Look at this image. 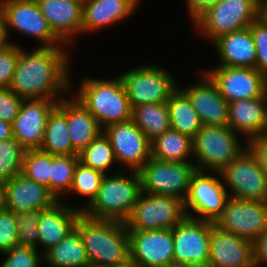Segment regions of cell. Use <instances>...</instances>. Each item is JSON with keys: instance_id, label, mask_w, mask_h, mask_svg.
<instances>
[{"instance_id": "1", "label": "cell", "mask_w": 267, "mask_h": 267, "mask_svg": "<svg viewBox=\"0 0 267 267\" xmlns=\"http://www.w3.org/2000/svg\"><path fill=\"white\" fill-rule=\"evenodd\" d=\"M70 57L65 46H38L31 52L20 47L9 88L23 99L65 98L64 93L70 95L74 89L70 80Z\"/></svg>"}, {"instance_id": "2", "label": "cell", "mask_w": 267, "mask_h": 267, "mask_svg": "<svg viewBox=\"0 0 267 267\" xmlns=\"http://www.w3.org/2000/svg\"><path fill=\"white\" fill-rule=\"evenodd\" d=\"M75 227L83 239L90 266L117 267L130 259L125 222L94 219L81 213Z\"/></svg>"}, {"instance_id": "3", "label": "cell", "mask_w": 267, "mask_h": 267, "mask_svg": "<svg viewBox=\"0 0 267 267\" xmlns=\"http://www.w3.org/2000/svg\"><path fill=\"white\" fill-rule=\"evenodd\" d=\"M78 92L71 95L78 99L97 119L101 128L132 119V107L120 76L101 80L85 77Z\"/></svg>"}, {"instance_id": "4", "label": "cell", "mask_w": 267, "mask_h": 267, "mask_svg": "<svg viewBox=\"0 0 267 267\" xmlns=\"http://www.w3.org/2000/svg\"><path fill=\"white\" fill-rule=\"evenodd\" d=\"M128 172L132 174L130 177L120 170L113 175L106 174L96 197L82 213L94 219L125 222L142 193L138 171Z\"/></svg>"}, {"instance_id": "5", "label": "cell", "mask_w": 267, "mask_h": 267, "mask_svg": "<svg viewBox=\"0 0 267 267\" xmlns=\"http://www.w3.org/2000/svg\"><path fill=\"white\" fill-rule=\"evenodd\" d=\"M229 126L202 125L193 138V160L197 170L221 172L245 149ZM196 162V163H195Z\"/></svg>"}, {"instance_id": "6", "label": "cell", "mask_w": 267, "mask_h": 267, "mask_svg": "<svg viewBox=\"0 0 267 267\" xmlns=\"http://www.w3.org/2000/svg\"><path fill=\"white\" fill-rule=\"evenodd\" d=\"M260 12L261 0H219L193 24L204 38L213 42L224 34L250 27Z\"/></svg>"}, {"instance_id": "7", "label": "cell", "mask_w": 267, "mask_h": 267, "mask_svg": "<svg viewBox=\"0 0 267 267\" xmlns=\"http://www.w3.org/2000/svg\"><path fill=\"white\" fill-rule=\"evenodd\" d=\"M186 216L182 199L142 192L125 225L139 231L172 229Z\"/></svg>"}, {"instance_id": "8", "label": "cell", "mask_w": 267, "mask_h": 267, "mask_svg": "<svg viewBox=\"0 0 267 267\" xmlns=\"http://www.w3.org/2000/svg\"><path fill=\"white\" fill-rule=\"evenodd\" d=\"M119 76L124 83L131 107L166 103L178 89L176 79L170 71L155 64L138 66Z\"/></svg>"}, {"instance_id": "9", "label": "cell", "mask_w": 267, "mask_h": 267, "mask_svg": "<svg viewBox=\"0 0 267 267\" xmlns=\"http://www.w3.org/2000/svg\"><path fill=\"white\" fill-rule=\"evenodd\" d=\"M196 170L193 162H166L151 157L138 170L142 192L175 196L184 201Z\"/></svg>"}, {"instance_id": "10", "label": "cell", "mask_w": 267, "mask_h": 267, "mask_svg": "<svg viewBox=\"0 0 267 267\" xmlns=\"http://www.w3.org/2000/svg\"><path fill=\"white\" fill-rule=\"evenodd\" d=\"M220 174L226 191L230 190L228 193L230 197L267 201V177L249 148L226 166Z\"/></svg>"}, {"instance_id": "11", "label": "cell", "mask_w": 267, "mask_h": 267, "mask_svg": "<svg viewBox=\"0 0 267 267\" xmlns=\"http://www.w3.org/2000/svg\"><path fill=\"white\" fill-rule=\"evenodd\" d=\"M206 172L196 170L192 174L184 207L188 217L215 223L222 215L229 195L224 187L220 172L213 173L217 177ZM191 211L197 216L193 215Z\"/></svg>"}, {"instance_id": "12", "label": "cell", "mask_w": 267, "mask_h": 267, "mask_svg": "<svg viewBox=\"0 0 267 267\" xmlns=\"http://www.w3.org/2000/svg\"><path fill=\"white\" fill-rule=\"evenodd\" d=\"M9 38L11 29L40 41L41 47L65 45L53 32L36 0H0ZM11 28V29H10Z\"/></svg>"}, {"instance_id": "13", "label": "cell", "mask_w": 267, "mask_h": 267, "mask_svg": "<svg viewBox=\"0 0 267 267\" xmlns=\"http://www.w3.org/2000/svg\"><path fill=\"white\" fill-rule=\"evenodd\" d=\"M215 226L253 243L267 229V201L229 196Z\"/></svg>"}, {"instance_id": "14", "label": "cell", "mask_w": 267, "mask_h": 267, "mask_svg": "<svg viewBox=\"0 0 267 267\" xmlns=\"http://www.w3.org/2000/svg\"><path fill=\"white\" fill-rule=\"evenodd\" d=\"M214 222L186 216L173 228L174 261L208 267Z\"/></svg>"}, {"instance_id": "15", "label": "cell", "mask_w": 267, "mask_h": 267, "mask_svg": "<svg viewBox=\"0 0 267 267\" xmlns=\"http://www.w3.org/2000/svg\"><path fill=\"white\" fill-rule=\"evenodd\" d=\"M117 163L138 171L151 158V141L132 119L103 128Z\"/></svg>"}, {"instance_id": "16", "label": "cell", "mask_w": 267, "mask_h": 267, "mask_svg": "<svg viewBox=\"0 0 267 267\" xmlns=\"http://www.w3.org/2000/svg\"><path fill=\"white\" fill-rule=\"evenodd\" d=\"M229 103L265 95V76L256 68L217 65L205 70Z\"/></svg>"}, {"instance_id": "17", "label": "cell", "mask_w": 267, "mask_h": 267, "mask_svg": "<svg viewBox=\"0 0 267 267\" xmlns=\"http://www.w3.org/2000/svg\"><path fill=\"white\" fill-rule=\"evenodd\" d=\"M130 260L141 267H164L174 261L173 228L128 230Z\"/></svg>"}, {"instance_id": "18", "label": "cell", "mask_w": 267, "mask_h": 267, "mask_svg": "<svg viewBox=\"0 0 267 267\" xmlns=\"http://www.w3.org/2000/svg\"><path fill=\"white\" fill-rule=\"evenodd\" d=\"M60 99H24L12 124L13 137L25 150L40 149L47 119Z\"/></svg>"}, {"instance_id": "19", "label": "cell", "mask_w": 267, "mask_h": 267, "mask_svg": "<svg viewBox=\"0 0 267 267\" xmlns=\"http://www.w3.org/2000/svg\"><path fill=\"white\" fill-rule=\"evenodd\" d=\"M57 201L48 187L27 178L23 173L3 184V207L16 214L39 212L52 207Z\"/></svg>"}, {"instance_id": "20", "label": "cell", "mask_w": 267, "mask_h": 267, "mask_svg": "<svg viewBox=\"0 0 267 267\" xmlns=\"http://www.w3.org/2000/svg\"><path fill=\"white\" fill-rule=\"evenodd\" d=\"M202 72L199 81L179 89L190 100L202 125L229 126V102L220 95L210 76Z\"/></svg>"}, {"instance_id": "21", "label": "cell", "mask_w": 267, "mask_h": 267, "mask_svg": "<svg viewBox=\"0 0 267 267\" xmlns=\"http://www.w3.org/2000/svg\"><path fill=\"white\" fill-rule=\"evenodd\" d=\"M208 267H255L253 243L214 225L210 238Z\"/></svg>"}, {"instance_id": "22", "label": "cell", "mask_w": 267, "mask_h": 267, "mask_svg": "<svg viewBox=\"0 0 267 267\" xmlns=\"http://www.w3.org/2000/svg\"><path fill=\"white\" fill-rule=\"evenodd\" d=\"M40 11L54 34L71 45L77 34H82L83 2L81 0H36Z\"/></svg>"}, {"instance_id": "23", "label": "cell", "mask_w": 267, "mask_h": 267, "mask_svg": "<svg viewBox=\"0 0 267 267\" xmlns=\"http://www.w3.org/2000/svg\"><path fill=\"white\" fill-rule=\"evenodd\" d=\"M57 201L52 207L38 212L39 246L42 253L61 242L75 228L76 221L82 211L76 206H67Z\"/></svg>"}, {"instance_id": "24", "label": "cell", "mask_w": 267, "mask_h": 267, "mask_svg": "<svg viewBox=\"0 0 267 267\" xmlns=\"http://www.w3.org/2000/svg\"><path fill=\"white\" fill-rule=\"evenodd\" d=\"M141 0H84L82 32L99 31L123 22L136 10Z\"/></svg>"}, {"instance_id": "25", "label": "cell", "mask_w": 267, "mask_h": 267, "mask_svg": "<svg viewBox=\"0 0 267 267\" xmlns=\"http://www.w3.org/2000/svg\"><path fill=\"white\" fill-rule=\"evenodd\" d=\"M210 44L219 55V65L256 68V46L249 27L224 34Z\"/></svg>"}, {"instance_id": "26", "label": "cell", "mask_w": 267, "mask_h": 267, "mask_svg": "<svg viewBox=\"0 0 267 267\" xmlns=\"http://www.w3.org/2000/svg\"><path fill=\"white\" fill-rule=\"evenodd\" d=\"M267 115V95L255 99L237 100L229 103V127L248 141L264 135Z\"/></svg>"}, {"instance_id": "27", "label": "cell", "mask_w": 267, "mask_h": 267, "mask_svg": "<svg viewBox=\"0 0 267 267\" xmlns=\"http://www.w3.org/2000/svg\"><path fill=\"white\" fill-rule=\"evenodd\" d=\"M67 98V123L74 150L81 153L103 129L94 115L75 97Z\"/></svg>"}, {"instance_id": "28", "label": "cell", "mask_w": 267, "mask_h": 267, "mask_svg": "<svg viewBox=\"0 0 267 267\" xmlns=\"http://www.w3.org/2000/svg\"><path fill=\"white\" fill-rule=\"evenodd\" d=\"M67 97L49 114L40 150L52 155H79L73 148L67 123Z\"/></svg>"}, {"instance_id": "29", "label": "cell", "mask_w": 267, "mask_h": 267, "mask_svg": "<svg viewBox=\"0 0 267 267\" xmlns=\"http://www.w3.org/2000/svg\"><path fill=\"white\" fill-rule=\"evenodd\" d=\"M43 258L48 267L90 266L83 239L76 227L61 242L45 251Z\"/></svg>"}, {"instance_id": "30", "label": "cell", "mask_w": 267, "mask_h": 267, "mask_svg": "<svg viewBox=\"0 0 267 267\" xmlns=\"http://www.w3.org/2000/svg\"><path fill=\"white\" fill-rule=\"evenodd\" d=\"M193 139L169 129L151 141V157L166 162H192Z\"/></svg>"}, {"instance_id": "31", "label": "cell", "mask_w": 267, "mask_h": 267, "mask_svg": "<svg viewBox=\"0 0 267 267\" xmlns=\"http://www.w3.org/2000/svg\"><path fill=\"white\" fill-rule=\"evenodd\" d=\"M132 120L150 141L171 128L166 103H148L133 106Z\"/></svg>"}, {"instance_id": "32", "label": "cell", "mask_w": 267, "mask_h": 267, "mask_svg": "<svg viewBox=\"0 0 267 267\" xmlns=\"http://www.w3.org/2000/svg\"><path fill=\"white\" fill-rule=\"evenodd\" d=\"M166 104L169 111L171 129L193 139L197 131L202 127V123L188 97L180 89H177Z\"/></svg>"}, {"instance_id": "33", "label": "cell", "mask_w": 267, "mask_h": 267, "mask_svg": "<svg viewBox=\"0 0 267 267\" xmlns=\"http://www.w3.org/2000/svg\"><path fill=\"white\" fill-rule=\"evenodd\" d=\"M78 162V155H52L50 192L58 201H61V193H69Z\"/></svg>"}, {"instance_id": "34", "label": "cell", "mask_w": 267, "mask_h": 267, "mask_svg": "<svg viewBox=\"0 0 267 267\" xmlns=\"http://www.w3.org/2000/svg\"><path fill=\"white\" fill-rule=\"evenodd\" d=\"M78 156L79 162L83 165L93 168L104 175L108 174L107 170L112 167L114 162L117 163L112 145L103 132Z\"/></svg>"}, {"instance_id": "35", "label": "cell", "mask_w": 267, "mask_h": 267, "mask_svg": "<svg viewBox=\"0 0 267 267\" xmlns=\"http://www.w3.org/2000/svg\"><path fill=\"white\" fill-rule=\"evenodd\" d=\"M104 176L105 175L103 173L96 171L93 168L87 167L81 162H78V164L76 165L73 176V183L69 193L73 192L88 199L83 206H79V209L81 211L86 206H88L96 197Z\"/></svg>"}, {"instance_id": "36", "label": "cell", "mask_w": 267, "mask_h": 267, "mask_svg": "<svg viewBox=\"0 0 267 267\" xmlns=\"http://www.w3.org/2000/svg\"><path fill=\"white\" fill-rule=\"evenodd\" d=\"M51 166L52 154L40 149L26 150L21 173L50 190Z\"/></svg>"}, {"instance_id": "37", "label": "cell", "mask_w": 267, "mask_h": 267, "mask_svg": "<svg viewBox=\"0 0 267 267\" xmlns=\"http://www.w3.org/2000/svg\"><path fill=\"white\" fill-rule=\"evenodd\" d=\"M25 151L14 137L0 141V181H9L22 172Z\"/></svg>"}, {"instance_id": "38", "label": "cell", "mask_w": 267, "mask_h": 267, "mask_svg": "<svg viewBox=\"0 0 267 267\" xmlns=\"http://www.w3.org/2000/svg\"><path fill=\"white\" fill-rule=\"evenodd\" d=\"M2 254L6 259L0 267H40L44 262L43 253L31 246L16 245Z\"/></svg>"}, {"instance_id": "39", "label": "cell", "mask_w": 267, "mask_h": 267, "mask_svg": "<svg viewBox=\"0 0 267 267\" xmlns=\"http://www.w3.org/2000/svg\"><path fill=\"white\" fill-rule=\"evenodd\" d=\"M18 224V245L36 247L40 241L38 233V212L16 214Z\"/></svg>"}, {"instance_id": "40", "label": "cell", "mask_w": 267, "mask_h": 267, "mask_svg": "<svg viewBox=\"0 0 267 267\" xmlns=\"http://www.w3.org/2000/svg\"><path fill=\"white\" fill-rule=\"evenodd\" d=\"M256 46V69L267 75V21L259 16L249 27Z\"/></svg>"}, {"instance_id": "41", "label": "cell", "mask_w": 267, "mask_h": 267, "mask_svg": "<svg viewBox=\"0 0 267 267\" xmlns=\"http://www.w3.org/2000/svg\"><path fill=\"white\" fill-rule=\"evenodd\" d=\"M18 245L16 213L0 207V252L4 253Z\"/></svg>"}, {"instance_id": "42", "label": "cell", "mask_w": 267, "mask_h": 267, "mask_svg": "<svg viewBox=\"0 0 267 267\" xmlns=\"http://www.w3.org/2000/svg\"><path fill=\"white\" fill-rule=\"evenodd\" d=\"M19 52L20 46L13 42L7 47L0 49V89L10 87Z\"/></svg>"}, {"instance_id": "43", "label": "cell", "mask_w": 267, "mask_h": 267, "mask_svg": "<svg viewBox=\"0 0 267 267\" xmlns=\"http://www.w3.org/2000/svg\"><path fill=\"white\" fill-rule=\"evenodd\" d=\"M23 100L10 88L0 89V120L12 123L19 114Z\"/></svg>"}, {"instance_id": "44", "label": "cell", "mask_w": 267, "mask_h": 267, "mask_svg": "<svg viewBox=\"0 0 267 267\" xmlns=\"http://www.w3.org/2000/svg\"><path fill=\"white\" fill-rule=\"evenodd\" d=\"M247 146L257 158L261 169L267 177V137L265 135L252 137L247 141Z\"/></svg>"}, {"instance_id": "45", "label": "cell", "mask_w": 267, "mask_h": 267, "mask_svg": "<svg viewBox=\"0 0 267 267\" xmlns=\"http://www.w3.org/2000/svg\"><path fill=\"white\" fill-rule=\"evenodd\" d=\"M253 261L255 267L267 266V229L253 242Z\"/></svg>"}, {"instance_id": "46", "label": "cell", "mask_w": 267, "mask_h": 267, "mask_svg": "<svg viewBox=\"0 0 267 267\" xmlns=\"http://www.w3.org/2000/svg\"><path fill=\"white\" fill-rule=\"evenodd\" d=\"M218 1L219 0H187L186 8L191 21L194 22L201 14Z\"/></svg>"}, {"instance_id": "47", "label": "cell", "mask_w": 267, "mask_h": 267, "mask_svg": "<svg viewBox=\"0 0 267 267\" xmlns=\"http://www.w3.org/2000/svg\"><path fill=\"white\" fill-rule=\"evenodd\" d=\"M12 41L9 40L6 30V20L0 5V49L7 47Z\"/></svg>"}, {"instance_id": "48", "label": "cell", "mask_w": 267, "mask_h": 267, "mask_svg": "<svg viewBox=\"0 0 267 267\" xmlns=\"http://www.w3.org/2000/svg\"><path fill=\"white\" fill-rule=\"evenodd\" d=\"M13 138L12 124L7 121L0 120V141Z\"/></svg>"}, {"instance_id": "49", "label": "cell", "mask_w": 267, "mask_h": 267, "mask_svg": "<svg viewBox=\"0 0 267 267\" xmlns=\"http://www.w3.org/2000/svg\"><path fill=\"white\" fill-rule=\"evenodd\" d=\"M164 267H198V266H195L193 264L184 263V262H175V261H173L171 263H168Z\"/></svg>"}, {"instance_id": "50", "label": "cell", "mask_w": 267, "mask_h": 267, "mask_svg": "<svg viewBox=\"0 0 267 267\" xmlns=\"http://www.w3.org/2000/svg\"><path fill=\"white\" fill-rule=\"evenodd\" d=\"M260 16L267 21V0H261Z\"/></svg>"}, {"instance_id": "51", "label": "cell", "mask_w": 267, "mask_h": 267, "mask_svg": "<svg viewBox=\"0 0 267 267\" xmlns=\"http://www.w3.org/2000/svg\"><path fill=\"white\" fill-rule=\"evenodd\" d=\"M117 267H141V266L129 259L126 263L120 264Z\"/></svg>"}, {"instance_id": "52", "label": "cell", "mask_w": 267, "mask_h": 267, "mask_svg": "<svg viewBox=\"0 0 267 267\" xmlns=\"http://www.w3.org/2000/svg\"><path fill=\"white\" fill-rule=\"evenodd\" d=\"M3 182L0 181V207L3 206Z\"/></svg>"}, {"instance_id": "53", "label": "cell", "mask_w": 267, "mask_h": 267, "mask_svg": "<svg viewBox=\"0 0 267 267\" xmlns=\"http://www.w3.org/2000/svg\"><path fill=\"white\" fill-rule=\"evenodd\" d=\"M264 135L265 136L267 135V115H266V123H265V126H264Z\"/></svg>"}, {"instance_id": "54", "label": "cell", "mask_w": 267, "mask_h": 267, "mask_svg": "<svg viewBox=\"0 0 267 267\" xmlns=\"http://www.w3.org/2000/svg\"><path fill=\"white\" fill-rule=\"evenodd\" d=\"M265 94L267 95V75L265 76Z\"/></svg>"}]
</instances>
